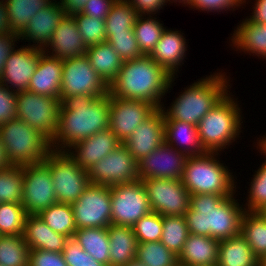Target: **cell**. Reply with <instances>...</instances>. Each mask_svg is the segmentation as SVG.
<instances>
[{"instance_id":"40","label":"cell","mask_w":266,"mask_h":266,"mask_svg":"<svg viewBox=\"0 0 266 266\" xmlns=\"http://www.w3.org/2000/svg\"><path fill=\"white\" fill-rule=\"evenodd\" d=\"M189 235L185 216H163V231L160 241L177 256Z\"/></svg>"},{"instance_id":"54","label":"cell","mask_w":266,"mask_h":266,"mask_svg":"<svg viewBox=\"0 0 266 266\" xmlns=\"http://www.w3.org/2000/svg\"><path fill=\"white\" fill-rule=\"evenodd\" d=\"M254 2L252 15L248 18L257 24H266V0H254Z\"/></svg>"},{"instance_id":"55","label":"cell","mask_w":266,"mask_h":266,"mask_svg":"<svg viewBox=\"0 0 266 266\" xmlns=\"http://www.w3.org/2000/svg\"><path fill=\"white\" fill-rule=\"evenodd\" d=\"M88 0H59L61 9L66 15H73L83 10Z\"/></svg>"},{"instance_id":"5","label":"cell","mask_w":266,"mask_h":266,"mask_svg":"<svg viewBox=\"0 0 266 266\" xmlns=\"http://www.w3.org/2000/svg\"><path fill=\"white\" fill-rule=\"evenodd\" d=\"M219 156L218 152H205L187 157L181 180L190 195H233L237 191V177Z\"/></svg>"},{"instance_id":"37","label":"cell","mask_w":266,"mask_h":266,"mask_svg":"<svg viewBox=\"0 0 266 266\" xmlns=\"http://www.w3.org/2000/svg\"><path fill=\"white\" fill-rule=\"evenodd\" d=\"M29 251L23 235H0V265L28 266Z\"/></svg>"},{"instance_id":"29","label":"cell","mask_w":266,"mask_h":266,"mask_svg":"<svg viewBox=\"0 0 266 266\" xmlns=\"http://www.w3.org/2000/svg\"><path fill=\"white\" fill-rule=\"evenodd\" d=\"M109 234V266H126L136 258L137 239L133 228L110 224Z\"/></svg>"},{"instance_id":"39","label":"cell","mask_w":266,"mask_h":266,"mask_svg":"<svg viewBox=\"0 0 266 266\" xmlns=\"http://www.w3.org/2000/svg\"><path fill=\"white\" fill-rule=\"evenodd\" d=\"M136 259L145 266H179L178 256L161 241L137 243Z\"/></svg>"},{"instance_id":"7","label":"cell","mask_w":266,"mask_h":266,"mask_svg":"<svg viewBox=\"0 0 266 266\" xmlns=\"http://www.w3.org/2000/svg\"><path fill=\"white\" fill-rule=\"evenodd\" d=\"M0 136L11 165L41 163L52 151L47 138L18 118L2 124Z\"/></svg>"},{"instance_id":"32","label":"cell","mask_w":266,"mask_h":266,"mask_svg":"<svg viewBox=\"0 0 266 266\" xmlns=\"http://www.w3.org/2000/svg\"><path fill=\"white\" fill-rule=\"evenodd\" d=\"M240 234L259 259L266 256V216L262 212H244L241 219Z\"/></svg>"},{"instance_id":"58","label":"cell","mask_w":266,"mask_h":266,"mask_svg":"<svg viewBox=\"0 0 266 266\" xmlns=\"http://www.w3.org/2000/svg\"><path fill=\"white\" fill-rule=\"evenodd\" d=\"M255 144L266 154V134L260 136V138L257 137Z\"/></svg>"},{"instance_id":"51","label":"cell","mask_w":266,"mask_h":266,"mask_svg":"<svg viewBox=\"0 0 266 266\" xmlns=\"http://www.w3.org/2000/svg\"><path fill=\"white\" fill-rule=\"evenodd\" d=\"M115 1L116 0H88L81 13L99 20H105Z\"/></svg>"},{"instance_id":"14","label":"cell","mask_w":266,"mask_h":266,"mask_svg":"<svg viewBox=\"0 0 266 266\" xmlns=\"http://www.w3.org/2000/svg\"><path fill=\"white\" fill-rule=\"evenodd\" d=\"M71 206L77 229L108 228L111 224L110 187L90 183Z\"/></svg>"},{"instance_id":"59","label":"cell","mask_w":266,"mask_h":266,"mask_svg":"<svg viewBox=\"0 0 266 266\" xmlns=\"http://www.w3.org/2000/svg\"><path fill=\"white\" fill-rule=\"evenodd\" d=\"M167 1V3H169V5L171 4V3H176V2H178V3H182V5L185 7H187V5L189 4V2H190V0H166ZM171 2V3H170Z\"/></svg>"},{"instance_id":"49","label":"cell","mask_w":266,"mask_h":266,"mask_svg":"<svg viewBox=\"0 0 266 266\" xmlns=\"http://www.w3.org/2000/svg\"><path fill=\"white\" fill-rule=\"evenodd\" d=\"M17 93L0 83V126L17 118Z\"/></svg>"},{"instance_id":"6","label":"cell","mask_w":266,"mask_h":266,"mask_svg":"<svg viewBox=\"0 0 266 266\" xmlns=\"http://www.w3.org/2000/svg\"><path fill=\"white\" fill-rule=\"evenodd\" d=\"M229 91L197 125L199 139L206 152H222L240 136L242 111L238 98ZM242 121V122H241Z\"/></svg>"},{"instance_id":"31","label":"cell","mask_w":266,"mask_h":266,"mask_svg":"<svg viewBox=\"0 0 266 266\" xmlns=\"http://www.w3.org/2000/svg\"><path fill=\"white\" fill-rule=\"evenodd\" d=\"M217 266H260V260L239 234L219 242Z\"/></svg>"},{"instance_id":"30","label":"cell","mask_w":266,"mask_h":266,"mask_svg":"<svg viewBox=\"0 0 266 266\" xmlns=\"http://www.w3.org/2000/svg\"><path fill=\"white\" fill-rule=\"evenodd\" d=\"M91 67L109 85L117 76L123 60L108 43L103 42L87 47L86 54Z\"/></svg>"},{"instance_id":"15","label":"cell","mask_w":266,"mask_h":266,"mask_svg":"<svg viewBox=\"0 0 266 266\" xmlns=\"http://www.w3.org/2000/svg\"><path fill=\"white\" fill-rule=\"evenodd\" d=\"M22 171V204L28 215H38L57 203L51 172L43 162L23 165Z\"/></svg>"},{"instance_id":"35","label":"cell","mask_w":266,"mask_h":266,"mask_svg":"<svg viewBox=\"0 0 266 266\" xmlns=\"http://www.w3.org/2000/svg\"><path fill=\"white\" fill-rule=\"evenodd\" d=\"M38 215L54 232L73 238L77 227L71 204L55 203Z\"/></svg>"},{"instance_id":"2","label":"cell","mask_w":266,"mask_h":266,"mask_svg":"<svg viewBox=\"0 0 266 266\" xmlns=\"http://www.w3.org/2000/svg\"><path fill=\"white\" fill-rule=\"evenodd\" d=\"M235 194L190 195L189 210L184 215L189 233L219 241L239 235L245 209Z\"/></svg>"},{"instance_id":"63","label":"cell","mask_w":266,"mask_h":266,"mask_svg":"<svg viewBox=\"0 0 266 266\" xmlns=\"http://www.w3.org/2000/svg\"><path fill=\"white\" fill-rule=\"evenodd\" d=\"M7 0H0V3H6Z\"/></svg>"},{"instance_id":"23","label":"cell","mask_w":266,"mask_h":266,"mask_svg":"<svg viewBox=\"0 0 266 266\" xmlns=\"http://www.w3.org/2000/svg\"><path fill=\"white\" fill-rule=\"evenodd\" d=\"M183 32L166 28L149 56L171 76H178L186 57L187 42Z\"/></svg>"},{"instance_id":"13","label":"cell","mask_w":266,"mask_h":266,"mask_svg":"<svg viewBox=\"0 0 266 266\" xmlns=\"http://www.w3.org/2000/svg\"><path fill=\"white\" fill-rule=\"evenodd\" d=\"M141 181L153 212L161 216H184L189 210L190 193L181 179L150 178Z\"/></svg>"},{"instance_id":"9","label":"cell","mask_w":266,"mask_h":266,"mask_svg":"<svg viewBox=\"0 0 266 266\" xmlns=\"http://www.w3.org/2000/svg\"><path fill=\"white\" fill-rule=\"evenodd\" d=\"M16 104L17 118L52 142L58 128L60 99L25 90L17 93Z\"/></svg>"},{"instance_id":"47","label":"cell","mask_w":266,"mask_h":266,"mask_svg":"<svg viewBox=\"0 0 266 266\" xmlns=\"http://www.w3.org/2000/svg\"><path fill=\"white\" fill-rule=\"evenodd\" d=\"M67 266H106L84 251L74 238H69L63 248Z\"/></svg>"},{"instance_id":"44","label":"cell","mask_w":266,"mask_h":266,"mask_svg":"<svg viewBox=\"0 0 266 266\" xmlns=\"http://www.w3.org/2000/svg\"><path fill=\"white\" fill-rule=\"evenodd\" d=\"M72 16L87 47L106 42L105 20L89 17L81 12Z\"/></svg>"},{"instance_id":"62","label":"cell","mask_w":266,"mask_h":266,"mask_svg":"<svg viewBox=\"0 0 266 266\" xmlns=\"http://www.w3.org/2000/svg\"><path fill=\"white\" fill-rule=\"evenodd\" d=\"M262 213L266 216V207L263 209Z\"/></svg>"},{"instance_id":"16","label":"cell","mask_w":266,"mask_h":266,"mask_svg":"<svg viewBox=\"0 0 266 266\" xmlns=\"http://www.w3.org/2000/svg\"><path fill=\"white\" fill-rule=\"evenodd\" d=\"M109 129L125 142L136 127L149 118L158 108L146 101L114 97L109 94Z\"/></svg>"},{"instance_id":"53","label":"cell","mask_w":266,"mask_h":266,"mask_svg":"<svg viewBox=\"0 0 266 266\" xmlns=\"http://www.w3.org/2000/svg\"><path fill=\"white\" fill-rule=\"evenodd\" d=\"M17 41L20 42V37L18 34L14 33L0 35V77L2 74V70L5 66V61L9 56V53L12 52L15 47H17Z\"/></svg>"},{"instance_id":"12","label":"cell","mask_w":266,"mask_h":266,"mask_svg":"<svg viewBox=\"0 0 266 266\" xmlns=\"http://www.w3.org/2000/svg\"><path fill=\"white\" fill-rule=\"evenodd\" d=\"M87 172L91 184L107 187L140 180L138 161L123 143Z\"/></svg>"},{"instance_id":"19","label":"cell","mask_w":266,"mask_h":266,"mask_svg":"<svg viewBox=\"0 0 266 266\" xmlns=\"http://www.w3.org/2000/svg\"><path fill=\"white\" fill-rule=\"evenodd\" d=\"M122 143L107 128L73 144L66 153L84 170H89L96 162L105 158Z\"/></svg>"},{"instance_id":"18","label":"cell","mask_w":266,"mask_h":266,"mask_svg":"<svg viewBox=\"0 0 266 266\" xmlns=\"http://www.w3.org/2000/svg\"><path fill=\"white\" fill-rule=\"evenodd\" d=\"M42 52L43 50L32 48L26 44L18 49L15 48L5 61L0 83L16 93L28 90L31 76L36 70Z\"/></svg>"},{"instance_id":"60","label":"cell","mask_w":266,"mask_h":266,"mask_svg":"<svg viewBox=\"0 0 266 266\" xmlns=\"http://www.w3.org/2000/svg\"><path fill=\"white\" fill-rule=\"evenodd\" d=\"M126 266H145V265L135 258L134 260L129 262Z\"/></svg>"},{"instance_id":"25","label":"cell","mask_w":266,"mask_h":266,"mask_svg":"<svg viewBox=\"0 0 266 266\" xmlns=\"http://www.w3.org/2000/svg\"><path fill=\"white\" fill-rule=\"evenodd\" d=\"M219 242L212 237L189 233L178 254L179 266L217 265Z\"/></svg>"},{"instance_id":"24","label":"cell","mask_w":266,"mask_h":266,"mask_svg":"<svg viewBox=\"0 0 266 266\" xmlns=\"http://www.w3.org/2000/svg\"><path fill=\"white\" fill-rule=\"evenodd\" d=\"M62 75L63 60L43 51L39 56L36 70L31 76L28 91L60 99Z\"/></svg>"},{"instance_id":"26","label":"cell","mask_w":266,"mask_h":266,"mask_svg":"<svg viewBox=\"0 0 266 266\" xmlns=\"http://www.w3.org/2000/svg\"><path fill=\"white\" fill-rule=\"evenodd\" d=\"M244 19L231 34L230 46L235 51L266 60V24H257L248 17Z\"/></svg>"},{"instance_id":"33","label":"cell","mask_w":266,"mask_h":266,"mask_svg":"<svg viewBox=\"0 0 266 266\" xmlns=\"http://www.w3.org/2000/svg\"><path fill=\"white\" fill-rule=\"evenodd\" d=\"M73 238L97 261L109 266V234L107 228L77 229Z\"/></svg>"},{"instance_id":"22","label":"cell","mask_w":266,"mask_h":266,"mask_svg":"<svg viewBox=\"0 0 266 266\" xmlns=\"http://www.w3.org/2000/svg\"><path fill=\"white\" fill-rule=\"evenodd\" d=\"M87 46L77 28L72 15H65L54 30L44 52L61 60L75 58L86 54Z\"/></svg>"},{"instance_id":"8","label":"cell","mask_w":266,"mask_h":266,"mask_svg":"<svg viewBox=\"0 0 266 266\" xmlns=\"http://www.w3.org/2000/svg\"><path fill=\"white\" fill-rule=\"evenodd\" d=\"M43 163L51 172L57 203H74L90 184L87 170L82 169L66 151L52 150Z\"/></svg>"},{"instance_id":"45","label":"cell","mask_w":266,"mask_h":266,"mask_svg":"<svg viewBox=\"0 0 266 266\" xmlns=\"http://www.w3.org/2000/svg\"><path fill=\"white\" fill-rule=\"evenodd\" d=\"M137 243L160 241L163 231V216L151 211L133 225Z\"/></svg>"},{"instance_id":"10","label":"cell","mask_w":266,"mask_h":266,"mask_svg":"<svg viewBox=\"0 0 266 266\" xmlns=\"http://www.w3.org/2000/svg\"><path fill=\"white\" fill-rule=\"evenodd\" d=\"M110 195L113 225L133 227L152 211L141 180L112 186Z\"/></svg>"},{"instance_id":"20","label":"cell","mask_w":266,"mask_h":266,"mask_svg":"<svg viewBox=\"0 0 266 266\" xmlns=\"http://www.w3.org/2000/svg\"><path fill=\"white\" fill-rule=\"evenodd\" d=\"M165 142L164 113L158 108L149 118L139 124L123 144L139 161Z\"/></svg>"},{"instance_id":"17","label":"cell","mask_w":266,"mask_h":266,"mask_svg":"<svg viewBox=\"0 0 266 266\" xmlns=\"http://www.w3.org/2000/svg\"><path fill=\"white\" fill-rule=\"evenodd\" d=\"M187 157L185 153L164 142L138 161L139 179H181Z\"/></svg>"},{"instance_id":"46","label":"cell","mask_w":266,"mask_h":266,"mask_svg":"<svg viewBox=\"0 0 266 266\" xmlns=\"http://www.w3.org/2000/svg\"><path fill=\"white\" fill-rule=\"evenodd\" d=\"M108 42L124 61L135 60L143 56L139 49L135 32H120L115 34H106Z\"/></svg>"},{"instance_id":"48","label":"cell","mask_w":266,"mask_h":266,"mask_svg":"<svg viewBox=\"0 0 266 266\" xmlns=\"http://www.w3.org/2000/svg\"><path fill=\"white\" fill-rule=\"evenodd\" d=\"M244 5V0H190L187 5L191 10L203 12L235 11ZM236 8V9H235Z\"/></svg>"},{"instance_id":"21","label":"cell","mask_w":266,"mask_h":266,"mask_svg":"<svg viewBox=\"0 0 266 266\" xmlns=\"http://www.w3.org/2000/svg\"><path fill=\"white\" fill-rule=\"evenodd\" d=\"M66 14L59 1L53 0L47 7L39 10L19 34L20 40L29 42L28 46L45 50L60 21ZM31 42H33L32 45Z\"/></svg>"},{"instance_id":"11","label":"cell","mask_w":266,"mask_h":266,"mask_svg":"<svg viewBox=\"0 0 266 266\" xmlns=\"http://www.w3.org/2000/svg\"><path fill=\"white\" fill-rule=\"evenodd\" d=\"M108 94V85L91 67L86 55L63 60V75L60 102L73 95L104 97Z\"/></svg>"},{"instance_id":"42","label":"cell","mask_w":266,"mask_h":266,"mask_svg":"<svg viewBox=\"0 0 266 266\" xmlns=\"http://www.w3.org/2000/svg\"><path fill=\"white\" fill-rule=\"evenodd\" d=\"M254 147L257 148L258 152L261 153V155L264 154L266 159V154L257 146ZM264 159V162H262L257 171L255 170V174L253 175V178L249 182V188H248V196H247V202L245 204L242 203L244 206V209L249 212H262L263 209L266 207V160Z\"/></svg>"},{"instance_id":"41","label":"cell","mask_w":266,"mask_h":266,"mask_svg":"<svg viewBox=\"0 0 266 266\" xmlns=\"http://www.w3.org/2000/svg\"><path fill=\"white\" fill-rule=\"evenodd\" d=\"M23 171L22 166L10 165L0 170V203L22 204Z\"/></svg>"},{"instance_id":"50","label":"cell","mask_w":266,"mask_h":266,"mask_svg":"<svg viewBox=\"0 0 266 266\" xmlns=\"http://www.w3.org/2000/svg\"><path fill=\"white\" fill-rule=\"evenodd\" d=\"M28 266H67L62 252L30 250Z\"/></svg>"},{"instance_id":"1","label":"cell","mask_w":266,"mask_h":266,"mask_svg":"<svg viewBox=\"0 0 266 266\" xmlns=\"http://www.w3.org/2000/svg\"><path fill=\"white\" fill-rule=\"evenodd\" d=\"M110 98L73 95L60 102L58 128L52 150L66 151L73 144L109 128Z\"/></svg>"},{"instance_id":"34","label":"cell","mask_w":266,"mask_h":266,"mask_svg":"<svg viewBox=\"0 0 266 266\" xmlns=\"http://www.w3.org/2000/svg\"><path fill=\"white\" fill-rule=\"evenodd\" d=\"M53 0H7V15L10 27L15 34H20L30 19Z\"/></svg>"},{"instance_id":"61","label":"cell","mask_w":266,"mask_h":266,"mask_svg":"<svg viewBox=\"0 0 266 266\" xmlns=\"http://www.w3.org/2000/svg\"><path fill=\"white\" fill-rule=\"evenodd\" d=\"M260 266H266V256L260 260Z\"/></svg>"},{"instance_id":"56","label":"cell","mask_w":266,"mask_h":266,"mask_svg":"<svg viewBox=\"0 0 266 266\" xmlns=\"http://www.w3.org/2000/svg\"><path fill=\"white\" fill-rule=\"evenodd\" d=\"M14 34L7 15L6 3H0V35Z\"/></svg>"},{"instance_id":"57","label":"cell","mask_w":266,"mask_h":266,"mask_svg":"<svg viewBox=\"0 0 266 266\" xmlns=\"http://www.w3.org/2000/svg\"><path fill=\"white\" fill-rule=\"evenodd\" d=\"M10 165L11 164L8 161L7 154L5 151V146L3 145V142L0 136V170L8 168Z\"/></svg>"},{"instance_id":"4","label":"cell","mask_w":266,"mask_h":266,"mask_svg":"<svg viewBox=\"0 0 266 266\" xmlns=\"http://www.w3.org/2000/svg\"><path fill=\"white\" fill-rule=\"evenodd\" d=\"M226 72H215L183 88L167 109L161 107L164 120H179L198 125L200 120L230 91L231 78Z\"/></svg>"},{"instance_id":"52","label":"cell","mask_w":266,"mask_h":266,"mask_svg":"<svg viewBox=\"0 0 266 266\" xmlns=\"http://www.w3.org/2000/svg\"><path fill=\"white\" fill-rule=\"evenodd\" d=\"M130 5L136 10L138 15L154 16L163 7L167 6L166 0H127Z\"/></svg>"},{"instance_id":"43","label":"cell","mask_w":266,"mask_h":266,"mask_svg":"<svg viewBox=\"0 0 266 266\" xmlns=\"http://www.w3.org/2000/svg\"><path fill=\"white\" fill-rule=\"evenodd\" d=\"M27 216L23 204L0 203V235H23Z\"/></svg>"},{"instance_id":"27","label":"cell","mask_w":266,"mask_h":266,"mask_svg":"<svg viewBox=\"0 0 266 266\" xmlns=\"http://www.w3.org/2000/svg\"><path fill=\"white\" fill-rule=\"evenodd\" d=\"M23 237L30 250L52 252H62L69 239L50 229L39 215L27 216Z\"/></svg>"},{"instance_id":"28","label":"cell","mask_w":266,"mask_h":266,"mask_svg":"<svg viewBox=\"0 0 266 266\" xmlns=\"http://www.w3.org/2000/svg\"><path fill=\"white\" fill-rule=\"evenodd\" d=\"M165 143L187 156L204 154L198 127L179 120H164Z\"/></svg>"},{"instance_id":"3","label":"cell","mask_w":266,"mask_h":266,"mask_svg":"<svg viewBox=\"0 0 266 266\" xmlns=\"http://www.w3.org/2000/svg\"><path fill=\"white\" fill-rule=\"evenodd\" d=\"M176 78L149 55H143L123 62L118 76L108 85V93L114 97L143 100L161 108L164 105L161 100L171 92Z\"/></svg>"},{"instance_id":"36","label":"cell","mask_w":266,"mask_h":266,"mask_svg":"<svg viewBox=\"0 0 266 266\" xmlns=\"http://www.w3.org/2000/svg\"><path fill=\"white\" fill-rule=\"evenodd\" d=\"M156 16V17H155ZM138 15L134 24L135 37L143 55H149L166 29L157 15Z\"/></svg>"},{"instance_id":"38","label":"cell","mask_w":266,"mask_h":266,"mask_svg":"<svg viewBox=\"0 0 266 266\" xmlns=\"http://www.w3.org/2000/svg\"><path fill=\"white\" fill-rule=\"evenodd\" d=\"M138 13L127 0H116L105 19L106 34L133 32Z\"/></svg>"}]
</instances>
